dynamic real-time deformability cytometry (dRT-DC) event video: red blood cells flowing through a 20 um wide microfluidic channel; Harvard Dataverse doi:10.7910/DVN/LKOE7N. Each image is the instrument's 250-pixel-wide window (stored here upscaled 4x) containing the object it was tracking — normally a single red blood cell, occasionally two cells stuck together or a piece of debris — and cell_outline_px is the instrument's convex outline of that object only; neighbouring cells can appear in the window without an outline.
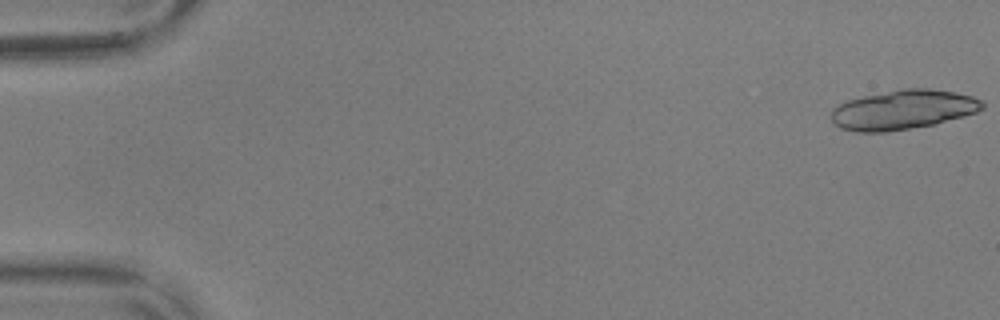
{"species": "common noctule bat (a hibernating species)", "species_latin": "Nyctalus noctula", "temperature_condition": "warm", "stored_images_in_passage": 29, "camera_frame_rate_fps": 3000, "um_per_image_px": 0.085, "animal": {"sex": "male", "body_mass_g": 17.9, "forearm_length_mm": 54.2}, "frame": {"image": 1, "passage_image": 1, "time_ms": 0.0, "image_size_px": [1000, 320], "cell_outline_px": [[984, 108], [976, 112], [964, 116], [936, 124], [888, 132], [856, 132], [840, 128], [832, 124], [832, 108], [848, 100], [864, 96], [900, 88], [928, 88], [956, 92], [972, 96], [984, 100]], "centroid_in_image_um": [76.78, 9.33], "position_along_channel_um": 8.2, "area_um2": 35.08}}